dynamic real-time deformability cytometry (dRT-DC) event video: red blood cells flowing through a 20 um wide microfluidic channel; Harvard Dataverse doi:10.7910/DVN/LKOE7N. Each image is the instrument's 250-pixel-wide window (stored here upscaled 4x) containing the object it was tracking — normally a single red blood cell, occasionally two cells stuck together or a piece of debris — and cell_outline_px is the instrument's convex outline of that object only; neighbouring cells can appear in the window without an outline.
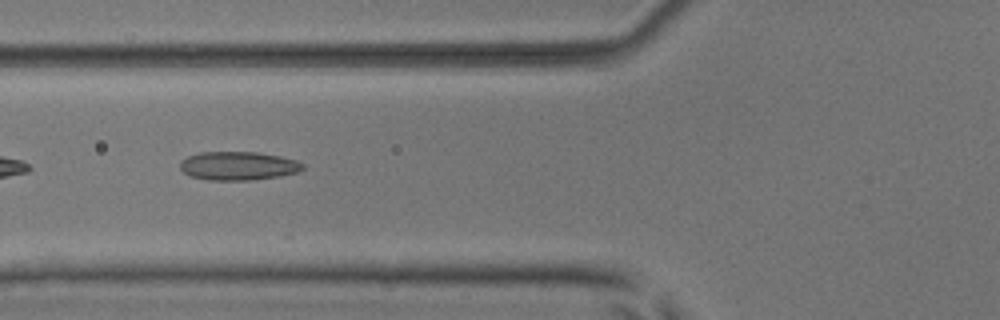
{"species": "common noctule bat (a hibernating species)", "species_latin": "Nyctalus noctula", "temperature_condition": "room temperature", "stored_images_in_passage": 9, "camera_frame_rate_fps": 3000, "um_per_image_px": 0.085, "animal": {"sex": "male", "body_mass_g": 17.9, "forearm_length_mm": 54.2}, "frame": {"image": 1, "passage_image": 5, "time_ms": 1.333, "image_size_px": [1000, 320], "cell_outline_px": [[304, 168], [296, 172], [280, 176], [252, 180], [208, 180], [188, 176], [180, 168], [180, 160], [188, 156], [200, 152], [256, 152], [280, 156], [296, 160], [304, 164]], "centroid_in_image_um": [20.22, 14.1], "position_along_channel_um": 105.6, "area_um2": 20.52}}
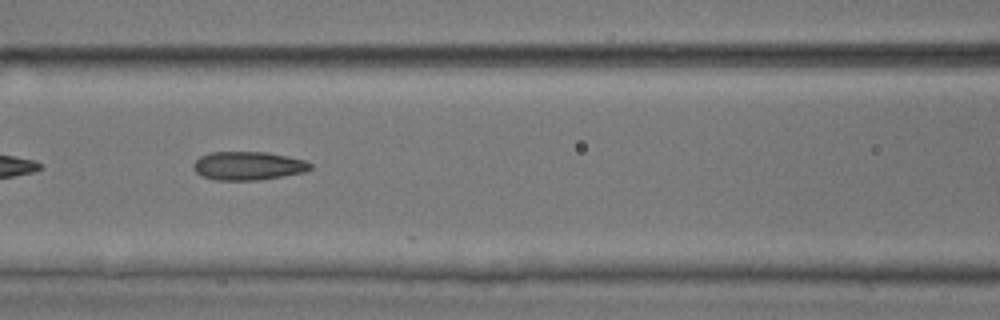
{"frame": {"image": 2, "passage_image": 6, "time_ms": 1.667, "image_size_px": [1000, 320], "cell_outline_px": [[312, 168], [304, 172], [260, 180], [216, 180], [200, 176], [192, 168], [192, 164], [200, 156], [208, 152], [268, 152], [288, 156], [304, 160], [312, 164]], "centroid_in_image_um": [21.06, 14.09], "position_along_channel_um": 145.5, "area_um2": 19.59}}